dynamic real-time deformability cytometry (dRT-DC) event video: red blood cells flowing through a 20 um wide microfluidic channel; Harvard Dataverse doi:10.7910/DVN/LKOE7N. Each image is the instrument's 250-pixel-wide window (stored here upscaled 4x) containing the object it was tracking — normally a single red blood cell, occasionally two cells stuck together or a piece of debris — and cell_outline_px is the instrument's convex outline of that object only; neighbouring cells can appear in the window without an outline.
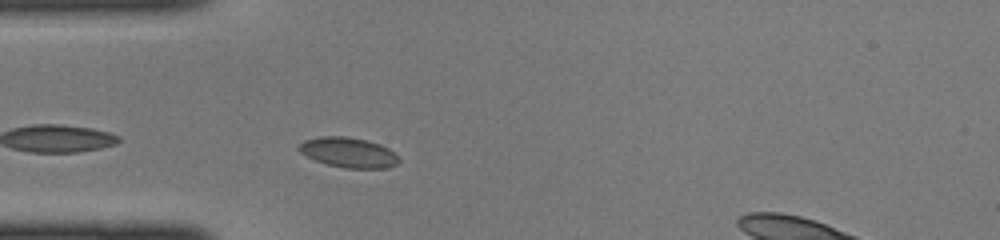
{"species": "common noctule bat (a hibernating species)", "species_latin": "Nyctalus noctula", "temperature_condition": "cold", "stored_images_in_passage": 11, "camera_frame_rate_fps": 3000, "um_per_image_px": 0.085, "animal": {"sex": "female", "body_mass_g": 22.0, "forearm_length_mm": 56.7}, "frame": {"image": 1, "passage_image": 2, "time_ms": 0.333, "image_size_px": [1000, 240], "cell_outline_px": [[400, 160], [396, 164], [388, 168], [344, 168], [328, 164], [316, 160], [300, 152], [296, 148], [304, 140], [320, 136], [344, 136], [364, 140], [380, 144], [388, 148]], "centroid_in_image_um": [29.6, 12.96], "position_along_channel_um": 55.4, "area_um2": 17.28}}
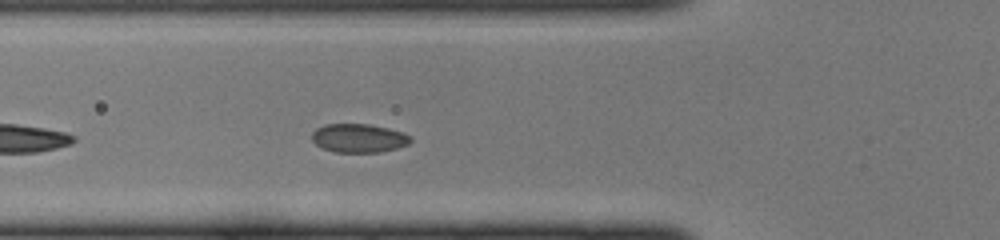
{"frame": {"image": 2, "passage_image": 5, "time_ms": 1.333, "image_size_px": [1000, 240], "cell_outline_px": [[412, 140], [408, 144], [396, 148], [380, 152], [336, 152], [324, 148], [316, 144], [312, 140], [312, 132], [316, 128], [324, 124], [368, 124], [388, 128], [404, 132], [412, 136]], "centroid_in_image_um": [30.51, 11.73], "position_along_channel_um": 95.3, "area_um2": 16.53}}